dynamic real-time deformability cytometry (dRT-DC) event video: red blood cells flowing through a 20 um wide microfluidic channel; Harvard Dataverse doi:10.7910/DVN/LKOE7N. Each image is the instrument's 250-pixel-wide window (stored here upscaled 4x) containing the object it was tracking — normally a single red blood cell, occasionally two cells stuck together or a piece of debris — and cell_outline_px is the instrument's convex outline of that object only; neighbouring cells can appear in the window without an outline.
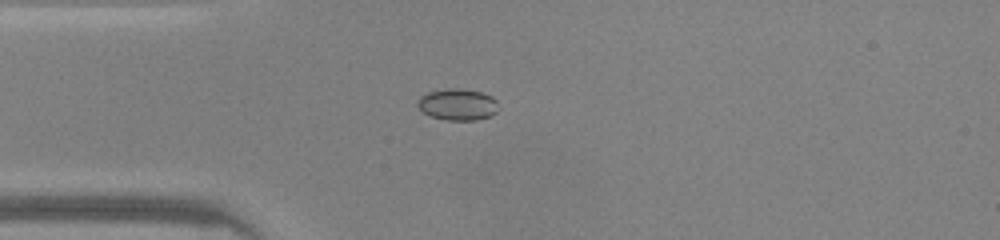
{"species": "common noctule bat (a hibernating species)", "species_latin": "Nyctalus noctula", "temperature_condition": "warm", "stored_images_in_passage": 37, "camera_frame_rate_fps": 3000, "um_per_image_px": 0.085, "animal": {"sex": "male", "body_mass_g": 20.0, "forearm_length_mm": 53.3}, "frame": {"image": 1, "passage_image": 2, "time_ms": 0.333, "image_size_px": [1000, 240], "cell_outline_px": [[500, 108], [492, 116], [476, 120], [444, 120], [432, 116], [424, 112], [416, 104], [416, 100], [420, 96], [428, 92], [448, 88], [460, 88], [480, 92], [492, 96], [496, 100]], "centroid_in_image_um": [38.92, 8.88], "position_along_channel_um": 46.1, "area_um2": 15.03}}
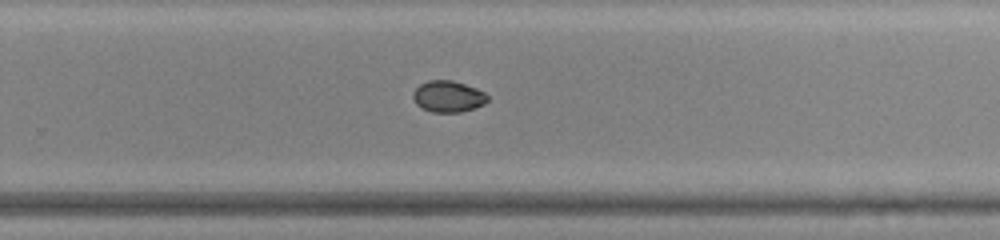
{"frame": {"image": 2, "passage_image": 20, "time_ms": 6.333, "image_size_px": [1000, 240], "cell_outline_px": [[488, 100], [484, 104], [476, 108], [460, 112], [432, 112], [420, 108], [416, 104], [412, 96], [412, 92], [420, 84], [428, 80], [452, 80], [476, 88], [484, 92], [488, 96]], "centroid_in_image_um": [38.07, 8.2], "position_along_channel_um": 291.7, "area_um2": 13.76}}
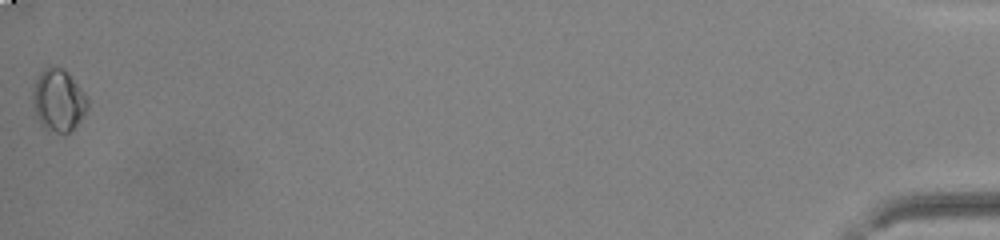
{"frame": {"image": 3, "passage_image": 37, "time_ms": 12.0, "image_size_px": [1000, 240], "cell_outline_px": [[88, 108], [80, 120], [68, 132], [56, 132], [44, 128], [40, 124], [36, 116], [32, 100], [32, 88], [40, 72], [44, 68], [64, 68], [68, 72], [88, 100]], "centroid_in_image_um": [4.93, 8.52], "position_along_channel_um": 430.3, "area_um2": 19.54}, "authors_computed_cell_mechanics": {"area_um2": 13.9876, "velocity_mm_per_s": 4.284, "shape_relaxation_time_tau1_ms": 4.7354, "shape_relaxation_time_tau2_ms": 9.0178, "deformation_change_tau1": 0.0612, "deformation_change_tau2": 0.0418}}